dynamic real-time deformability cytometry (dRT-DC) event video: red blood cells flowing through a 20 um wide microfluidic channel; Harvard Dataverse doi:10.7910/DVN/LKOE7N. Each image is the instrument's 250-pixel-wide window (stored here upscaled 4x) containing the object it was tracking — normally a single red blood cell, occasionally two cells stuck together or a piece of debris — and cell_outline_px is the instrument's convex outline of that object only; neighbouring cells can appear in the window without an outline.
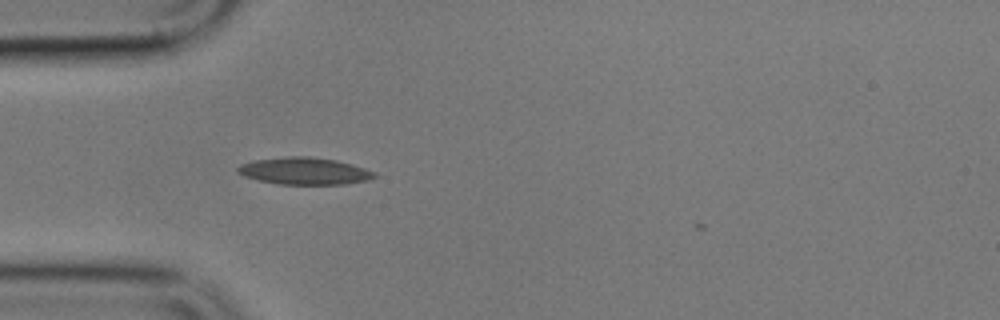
{"species": "common noctule bat (a hibernating species)", "species_latin": "Nyctalus noctula", "temperature_condition": "cold", "stored_images_in_passage": 1, "camera_frame_rate_fps": 3000, "um_per_image_px": 0.085, "animal": {"sex": "male", "body_mass_g": 17.9}, "frame": {"image": 1, "passage_image": 1, "time_ms": 0.0, "image_size_px": [1000, 320], "cell_outline_px": [[376, 176], [368, 180], [344, 184], [276, 184], [244, 176], [236, 172], [236, 168], [240, 164], [252, 160], [288, 156], [308, 156], [336, 160], [352, 164], [376, 172]], "centroid_in_image_um": [25.85, 14.53], "position_along_channel_um": 59.2, "area_um2": 21.62}}